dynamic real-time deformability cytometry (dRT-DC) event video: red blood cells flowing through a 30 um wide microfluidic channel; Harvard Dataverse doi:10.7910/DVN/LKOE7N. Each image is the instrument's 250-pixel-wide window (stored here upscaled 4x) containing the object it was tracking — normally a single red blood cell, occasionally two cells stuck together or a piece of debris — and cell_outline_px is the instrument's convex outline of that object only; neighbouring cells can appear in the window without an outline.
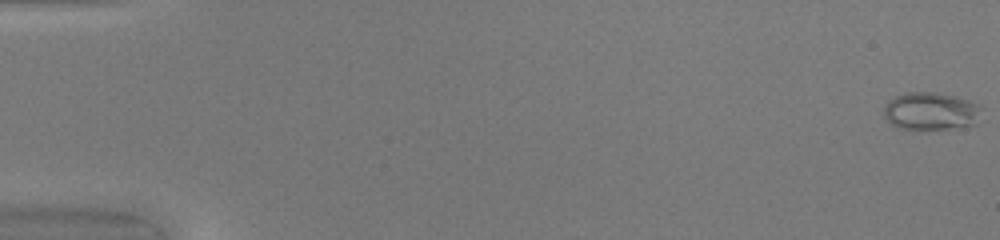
{"species": "common noctule bat (a hibernating species)", "species_latin": "Nyctalus noctula", "temperature_condition": "warm", "stored_images_in_passage": 50, "camera_frame_rate_fps": 3000, "um_per_image_px": 0.085, "animal": {"sex": "female", "body_mass_g": 20.0, "forearm_length_mm": 54.0}, "frame": {"image": 1, "passage_image": 1, "time_ms": 0.0, "image_size_px": [1000, 240], "cell_outline_px": [[980, 108], [976, 124], [948, 128], [912, 132], [900, 128], [892, 124], [884, 116], [884, 108], [888, 100], [904, 92], [932, 92], [956, 96], [980, 104]], "centroid_in_image_um": [79.07, 9.47], "position_along_channel_um": 5.9, "area_um2": 21.79}}
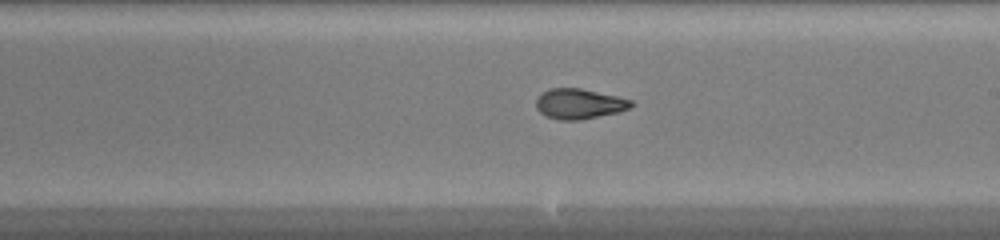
{"frame": {"image": 2, "passage_image": 30, "time_ms": 9.667, "image_size_px": [1000, 240], "cell_outline_px": [[636, 104], [632, 108], [616, 112], [580, 120], [560, 120], [544, 116], [536, 108], [536, 100], [544, 92], [552, 88], [580, 88], [616, 96], [632, 100]], "centroid_in_image_um": [49.25, 8.83], "position_along_channel_um": 239.7, "area_um2": 16.65}}
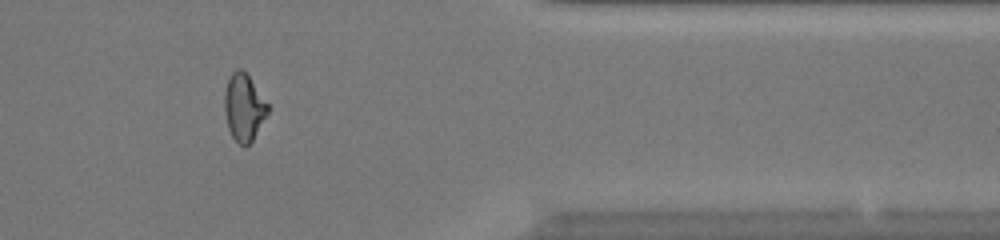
{"frame": {"image": 3, "passage_image": 42, "time_ms": 13.667, "image_size_px": [1000, 240], "cell_outline_px": [[268, 112], [252, 140], [244, 148], [232, 136], [228, 128], [224, 112], [224, 92], [228, 80], [232, 72], [236, 68], [240, 68], [248, 76], [268, 104]], "centroid_in_image_um": [20.7, 9.13], "position_along_channel_um": 390.7, "area_um2": 16.65}, "authors_computed_cell_mechanics": {"area_um2": 18.1203, "velocity_mm_per_s": 4.2402, "shape_relaxation_time_tau1_ms": null, "shape_relaxation_time_tau2_ms": 1.1229, "deformation_change_tau1": null, "deformation_change_tau2": 0.0612}}